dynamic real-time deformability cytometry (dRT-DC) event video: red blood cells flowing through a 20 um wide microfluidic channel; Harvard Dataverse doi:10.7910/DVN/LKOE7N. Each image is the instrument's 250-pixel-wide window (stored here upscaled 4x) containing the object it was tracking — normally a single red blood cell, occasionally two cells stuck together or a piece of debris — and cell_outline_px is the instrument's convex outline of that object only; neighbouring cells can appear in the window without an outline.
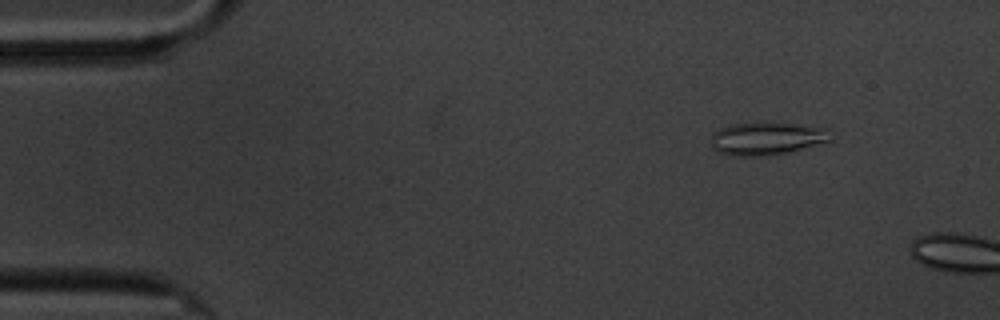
{"species": "common noctule bat (a hibernating species)", "species_latin": "Nyctalus noctula", "temperature_condition": "cold", "stored_images_in_passage": 3, "camera_frame_rate_fps": 3000, "um_per_image_px": 0.085, "animal": {"sex": "male", "body_mass_g": 20.1, "forearm_length_mm": 53.5}, "frame": {"image": 1, "passage_image": 2, "time_ms": 1.0, "image_size_px": [1000, 320], "cell_outline_px": [[832, 140], [788, 152], [764, 156], [736, 156], [716, 152], [712, 148], [712, 132], [720, 128], [732, 124], [768, 120], [828, 128]], "centroid_in_image_um": [65.16, 11.74], "position_along_channel_um": 19.8, "area_um2": 23.47}}